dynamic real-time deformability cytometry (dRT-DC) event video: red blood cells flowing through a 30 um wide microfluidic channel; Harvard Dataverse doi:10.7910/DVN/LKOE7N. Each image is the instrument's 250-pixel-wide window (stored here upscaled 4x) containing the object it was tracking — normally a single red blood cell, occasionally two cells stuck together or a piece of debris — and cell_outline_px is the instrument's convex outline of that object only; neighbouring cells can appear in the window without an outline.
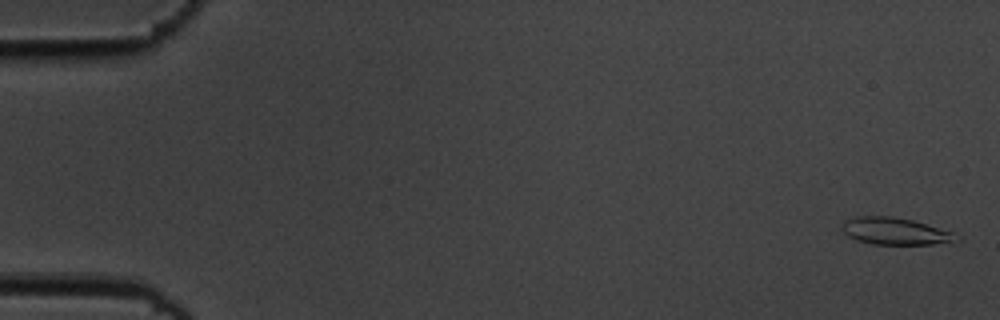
{"species": "common noctule bat (a hibernating species)", "species_latin": "Nyctalus noctula", "temperature_condition": "cold", "stored_images_in_passage": 55, "camera_frame_rate_fps": 3000, "um_per_image_px": 0.085, "animal": {"sex": "male", "body_mass_g": 19.5, "forearm_length_mm": 54.6}, "frame": {"image": 1, "passage_image": 1, "time_ms": 0.0, "image_size_px": [1000, 320], "cell_outline_px": [[952, 236], [948, 240], [932, 244], [872, 244], [856, 240], [848, 236], [840, 228], [844, 220], [856, 216], [892, 216], [912, 220], [952, 232]], "centroid_in_image_um": [75.88, 19.63], "position_along_channel_um": 9.1, "area_um2": 17.4}}
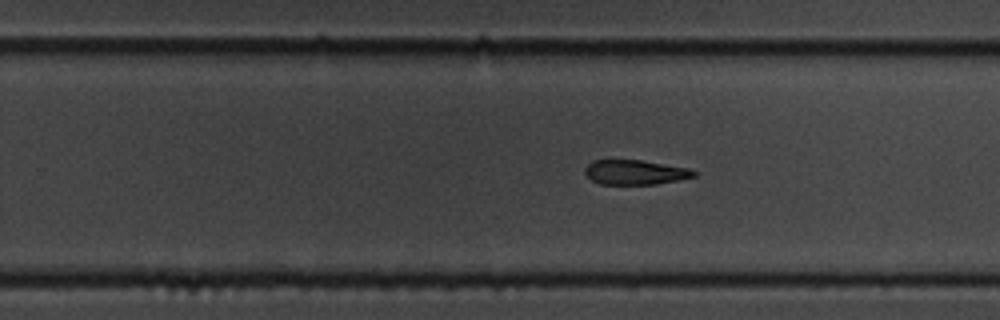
{"frame": {"image": 2, "passage_image": 35, "time_ms": 11.333, "image_size_px": [1000, 320], "cell_outline_px": [[696, 176], [656, 184], [600, 184], [592, 180], [584, 172], [584, 168], [592, 160], [640, 160], [688, 168], [696, 172]], "centroid_in_image_um": [53.95, 14.64], "position_along_channel_um": 275.8, "area_um2": 15.49}}
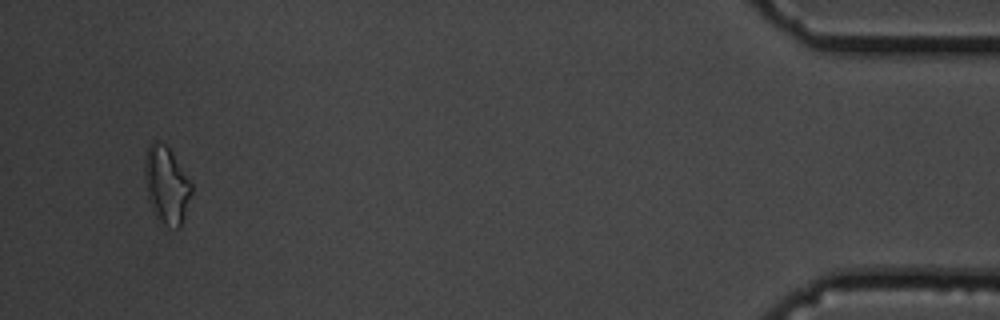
{"frame": {"image": 3, "passage_image": 53, "time_ms": 17.333, "image_size_px": [1000, 320], "cell_outline_px": [[192, 192], [180, 228], [176, 228], [164, 224], [156, 220], [152, 212], [148, 200], [144, 172], [144, 160], [148, 144], [152, 140], [156, 140], [164, 144], [172, 152], [192, 184]], "centroid_in_image_um": [14.12, 15.73], "position_along_channel_um": 421.1, "area_um2": 21.21}, "authors_computed_cell_mechanics": {"area_um2": 17.8024, "velocity_mm_per_s": 3.6221, "shape_relaxation_time_tau1_ms": 3.7078, "shape_relaxation_time_tau2_ms": null, "deformation_change_tau1": 0.1479, "deformation_change_tau2": null}}